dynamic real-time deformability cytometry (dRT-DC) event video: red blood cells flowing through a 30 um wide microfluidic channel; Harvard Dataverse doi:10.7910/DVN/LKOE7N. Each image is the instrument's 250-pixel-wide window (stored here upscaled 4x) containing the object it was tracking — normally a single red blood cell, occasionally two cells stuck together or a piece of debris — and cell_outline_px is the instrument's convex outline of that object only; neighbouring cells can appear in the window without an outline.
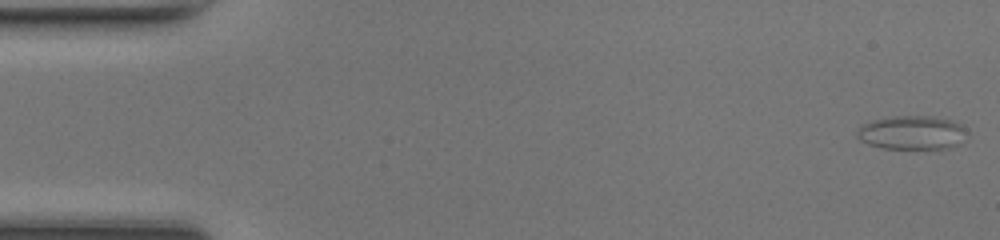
{"species": "common noctule bat (a hibernating species)", "species_latin": "Nyctalus noctula", "temperature_condition": "room temperature", "stored_images_in_passage": 48, "camera_frame_rate_fps": 3000, "um_per_image_px": 0.085, "animal": {"sex": "female", "body_mass_g": 17.0, "forearm_length_mm": 48.0}, "frame": {"image": 1, "passage_image": 1, "time_ms": 0.0, "image_size_px": [1000, 240], "cell_outline_px": [[968, 140], [952, 148], [884, 148], [868, 144], [860, 140], [856, 136], [856, 128], [860, 124], [872, 120], [892, 116], [932, 116], [952, 120], [968, 128]], "centroid_in_image_um": [77.57, 11.27], "position_along_channel_um": 7.4, "area_um2": 22.25}}
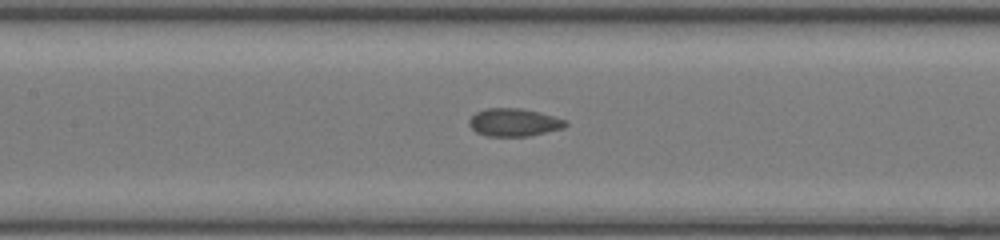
{"frame": {"image": 2, "passage_image": 22, "time_ms": 7.0, "image_size_px": [1000, 240], "cell_outline_px": [[568, 124], [564, 128], [528, 136], [484, 136], [476, 132], [468, 124], [468, 120], [476, 112], [488, 108], [520, 108], [540, 112], [568, 120]], "centroid_in_image_um": [43.7, 10.4], "position_along_channel_um": 163.7, "area_um2": 15.78}}
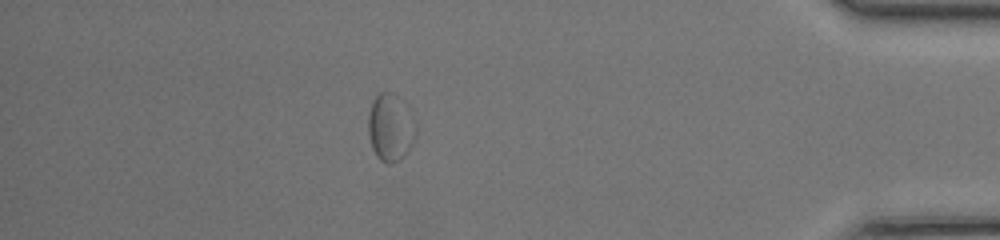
{"frame": {"image": 3, "passage_image": 42, "time_ms": 13.667, "image_size_px": [1000, 240], "cell_outline_px": [[416, 136], [408, 152], [400, 160], [392, 164], [388, 164], [380, 160], [376, 156], [372, 148], [368, 132], [368, 116], [372, 100], [380, 92], [392, 92], [412, 112], [416, 120]], "centroid_in_image_um": [33.21, 10.86], "position_along_channel_um": 402.0, "area_um2": 19.07}, "authors_computed_cell_mechanics": {"area_um2": 16.0106, "velocity_mm_per_s": 4.2911, "shape_relaxation_time_tau1_ms": null, "shape_relaxation_time_tau2_ms": 1.0174, "deformation_change_tau1": null, "deformation_change_tau2": 0.0646}}